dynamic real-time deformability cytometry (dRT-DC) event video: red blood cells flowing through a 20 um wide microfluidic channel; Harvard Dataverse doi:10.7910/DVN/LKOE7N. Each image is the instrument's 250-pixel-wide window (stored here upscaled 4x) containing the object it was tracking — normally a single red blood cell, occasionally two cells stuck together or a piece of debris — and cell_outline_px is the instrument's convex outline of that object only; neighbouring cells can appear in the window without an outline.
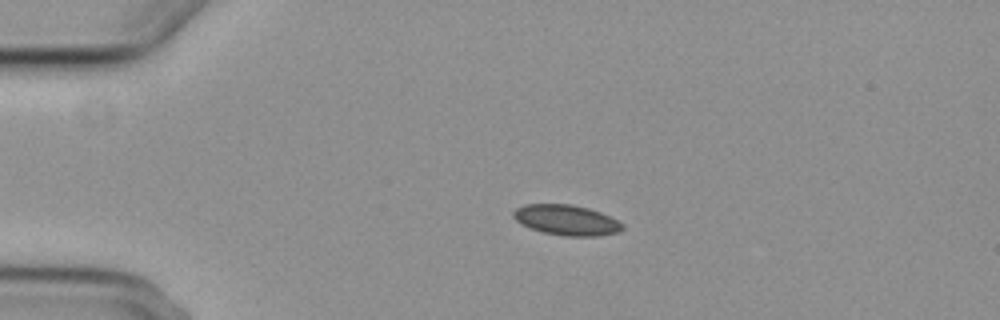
{"species": "common noctule bat (a hibernating species)", "species_latin": "Nyctalus noctula", "temperature_condition": "cold", "stored_images_in_passage": 2, "camera_frame_rate_fps": 3000, "um_per_image_px": 0.085, "animal": {"sex": "female", "body_mass_g": 29.2, "forearm_length_mm": 56.3}, "frame": {"image": 1, "passage_image": 1, "time_ms": 0.0, "image_size_px": [1000, 320], "cell_outline_px": [[624, 228], [620, 232], [596, 236], [564, 236], [544, 232], [520, 224], [512, 216], [512, 212], [516, 208], [524, 204], [572, 204], [588, 208], [600, 212], [624, 224]], "centroid_in_image_um": [48.14, 18.7], "position_along_channel_um": 36.9, "area_um2": 19.31}}